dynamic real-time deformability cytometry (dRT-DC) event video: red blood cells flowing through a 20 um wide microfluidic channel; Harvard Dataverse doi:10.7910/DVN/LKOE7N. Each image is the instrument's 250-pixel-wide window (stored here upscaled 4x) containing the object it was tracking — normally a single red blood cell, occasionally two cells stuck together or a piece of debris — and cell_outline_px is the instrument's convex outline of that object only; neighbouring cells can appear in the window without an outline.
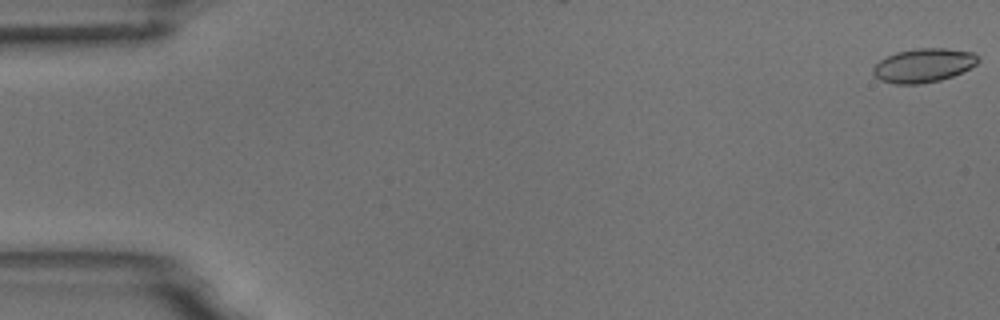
{"species": "common noctule bat (a hibernating species)", "species_latin": "Nyctalus noctula", "temperature_condition": "room temperature", "stored_images_in_passage": 15, "camera_frame_rate_fps": 3000, "um_per_image_px": 0.085, "animal": {"sex": "male", "body_mass_g": 18.8}, "frame": {"image": 1, "passage_image": 1, "time_ms": 0.0, "image_size_px": [1000, 320], "cell_outline_px": [[980, 60], [976, 64], [952, 76], [940, 80], [920, 84], [896, 84], [880, 80], [872, 72], [872, 68], [880, 60], [896, 52], [916, 48], [944, 48], [972, 52]], "centroid_in_image_um": [78.47, 5.56], "position_along_channel_um": 6.5, "area_um2": 20.52}}
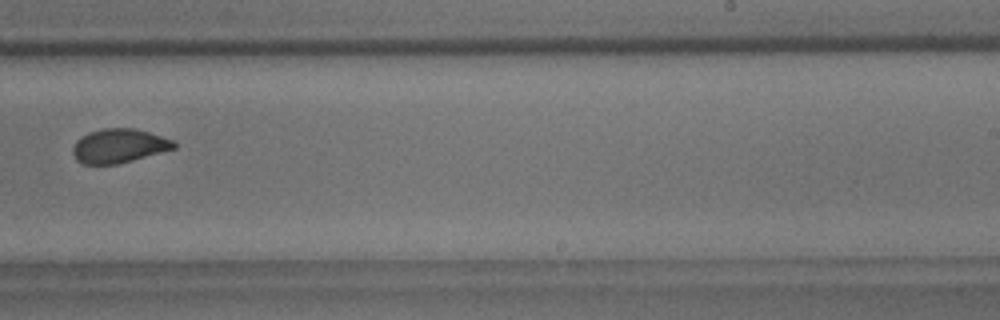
{"frame": {"image": 2, "passage_image": 10, "time_ms": 11.333, "image_size_px": [1000, 320], "cell_outline_px": [[176, 148], [132, 160], [116, 164], [84, 164], [76, 160], [72, 152], [72, 148], [76, 140], [88, 132], [104, 128], [136, 128], [172, 140], [176, 144]], "centroid_in_image_um": [10.07, 12.39], "position_along_channel_um": 278.9, "area_um2": 19.94}}
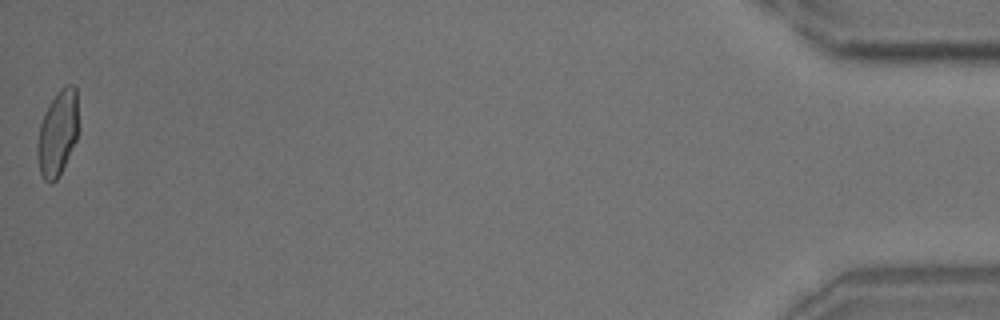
{"frame": {"image": 3, "passage_image": 15, "time_ms": 18.0, "image_size_px": [1000, 320], "cell_outline_px": [[80, 128], [76, 140], [56, 180], [52, 184], [44, 180], [40, 172], [36, 156], [36, 148], [40, 124], [44, 112], [56, 92], [60, 88], [68, 84], [72, 84], [76, 88]], "centroid_in_image_um": [4.91, 11.27], "position_along_channel_um": 430.3, "area_um2": 20.81}, "authors_computed_cell_mechanics": {"area_um2": 20.6924, "velocity_mm_per_s": 3.6909, "shape_relaxation_time_tau1_ms": 7.3188, "shape_relaxation_time_tau2_ms": null, "deformation_change_tau1": 0.1432, "deformation_change_tau2": null}}